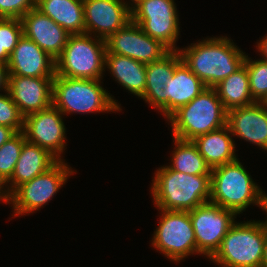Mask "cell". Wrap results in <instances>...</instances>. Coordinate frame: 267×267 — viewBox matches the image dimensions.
Here are the masks:
<instances>
[{"instance_id":"6da1fadb","label":"cell","mask_w":267,"mask_h":267,"mask_svg":"<svg viewBox=\"0 0 267 267\" xmlns=\"http://www.w3.org/2000/svg\"><path fill=\"white\" fill-rule=\"evenodd\" d=\"M178 51L186 66L211 88L242 67L246 57L231 39L223 36L206 38Z\"/></svg>"},{"instance_id":"7a4b0ae2","label":"cell","mask_w":267,"mask_h":267,"mask_svg":"<svg viewBox=\"0 0 267 267\" xmlns=\"http://www.w3.org/2000/svg\"><path fill=\"white\" fill-rule=\"evenodd\" d=\"M151 193L158 209L190 211L209 202L211 175H189L162 166L156 170Z\"/></svg>"},{"instance_id":"3957f363","label":"cell","mask_w":267,"mask_h":267,"mask_svg":"<svg viewBox=\"0 0 267 267\" xmlns=\"http://www.w3.org/2000/svg\"><path fill=\"white\" fill-rule=\"evenodd\" d=\"M256 184L239 159L211 169L209 202L233 211L243 213L251 205H258L265 211L266 193Z\"/></svg>"},{"instance_id":"277c9868","label":"cell","mask_w":267,"mask_h":267,"mask_svg":"<svg viewBox=\"0 0 267 267\" xmlns=\"http://www.w3.org/2000/svg\"><path fill=\"white\" fill-rule=\"evenodd\" d=\"M101 80L75 79L55 74L52 105L63 115L122 110L120 104L102 87Z\"/></svg>"},{"instance_id":"5b68a950","label":"cell","mask_w":267,"mask_h":267,"mask_svg":"<svg viewBox=\"0 0 267 267\" xmlns=\"http://www.w3.org/2000/svg\"><path fill=\"white\" fill-rule=\"evenodd\" d=\"M174 138L193 141L196 137L226 125L227 110L214 88L206 87L190 103L175 111L168 119Z\"/></svg>"},{"instance_id":"8992f818","label":"cell","mask_w":267,"mask_h":267,"mask_svg":"<svg viewBox=\"0 0 267 267\" xmlns=\"http://www.w3.org/2000/svg\"><path fill=\"white\" fill-rule=\"evenodd\" d=\"M264 242V221L234 222L210 259L222 267H261Z\"/></svg>"},{"instance_id":"52a82bcc","label":"cell","mask_w":267,"mask_h":267,"mask_svg":"<svg viewBox=\"0 0 267 267\" xmlns=\"http://www.w3.org/2000/svg\"><path fill=\"white\" fill-rule=\"evenodd\" d=\"M106 42L90 34H70L55 60L56 75L75 79H101L105 71Z\"/></svg>"},{"instance_id":"ba28073f","label":"cell","mask_w":267,"mask_h":267,"mask_svg":"<svg viewBox=\"0 0 267 267\" xmlns=\"http://www.w3.org/2000/svg\"><path fill=\"white\" fill-rule=\"evenodd\" d=\"M159 210L161 211V220L153 233V248L176 263L194 253L197 254L196 239L189 211Z\"/></svg>"},{"instance_id":"9c48e42d","label":"cell","mask_w":267,"mask_h":267,"mask_svg":"<svg viewBox=\"0 0 267 267\" xmlns=\"http://www.w3.org/2000/svg\"><path fill=\"white\" fill-rule=\"evenodd\" d=\"M73 173L74 170L61 160L46 172L18 186L9 195V203L12 204L15 213L13 216L39 210L57 194Z\"/></svg>"},{"instance_id":"30bf717a","label":"cell","mask_w":267,"mask_h":267,"mask_svg":"<svg viewBox=\"0 0 267 267\" xmlns=\"http://www.w3.org/2000/svg\"><path fill=\"white\" fill-rule=\"evenodd\" d=\"M174 0H138L131 6V20L170 50H179V17Z\"/></svg>"},{"instance_id":"8fae6325","label":"cell","mask_w":267,"mask_h":267,"mask_svg":"<svg viewBox=\"0 0 267 267\" xmlns=\"http://www.w3.org/2000/svg\"><path fill=\"white\" fill-rule=\"evenodd\" d=\"M194 229L197 252L209 259L219 249L222 239L235 222L236 214L207 202L189 211Z\"/></svg>"},{"instance_id":"7c38bea8","label":"cell","mask_w":267,"mask_h":267,"mask_svg":"<svg viewBox=\"0 0 267 267\" xmlns=\"http://www.w3.org/2000/svg\"><path fill=\"white\" fill-rule=\"evenodd\" d=\"M106 53L130 57L148 64L161 60L171 50L160 40L147 35L132 20L106 40Z\"/></svg>"},{"instance_id":"4fadbf2b","label":"cell","mask_w":267,"mask_h":267,"mask_svg":"<svg viewBox=\"0 0 267 267\" xmlns=\"http://www.w3.org/2000/svg\"><path fill=\"white\" fill-rule=\"evenodd\" d=\"M62 113L53 105L24 117L26 141L46 149L58 161L65 150L66 128Z\"/></svg>"},{"instance_id":"5bb4252c","label":"cell","mask_w":267,"mask_h":267,"mask_svg":"<svg viewBox=\"0 0 267 267\" xmlns=\"http://www.w3.org/2000/svg\"><path fill=\"white\" fill-rule=\"evenodd\" d=\"M83 9L85 33L104 40L131 21V6L124 0H83Z\"/></svg>"},{"instance_id":"9a60e30c","label":"cell","mask_w":267,"mask_h":267,"mask_svg":"<svg viewBox=\"0 0 267 267\" xmlns=\"http://www.w3.org/2000/svg\"><path fill=\"white\" fill-rule=\"evenodd\" d=\"M53 78L9 75L8 92L24 117L52 105Z\"/></svg>"},{"instance_id":"2e32d148","label":"cell","mask_w":267,"mask_h":267,"mask_svg":"<svg viewBox=\"0 0 267 267\" xmlns=\"http://www.w3.org/2000/svg\"><path fill=\"white\" fill-rule=\"evenodd\" d=\"M226 125L232 136L267 151V105L263 102L228 110Z\"/></svg>"},{"instance_id":"e0dca14e","label":"cell","mask_w":267,"mask_h":267,"mask_svg":"<svg viewBox=\"0 0 267 267\" xmlns=\"http://www.w3.org/2000/svg\"><path fill=\"white\" fill-rule=\"evenodd\" d=\"M23 35L55 60L62 54L70 33L36 7L21 19Z\"/></svg>"},{"instance_id":"ac0fdd59","label":"cell","mask_w":267,"mask_h":267,"mask_svg":"<svg viewBox=\"0 0 267 267\" xmlns=\"http://www.w3.org/2000/svg\"><path fill=\"white\" fill-rule=\"evenodd\" d=\"M7 67L9 75L55 77L56 74L55 59L24 35L10 54Z\"/></svg>"},{"instance_id":"d6986e66","label":"cell","mask_w":267,"mask_h":267,"mask_svg":"<svg viewBox=\"0 0 267 267\" xmlns=\"http://www.w3.org/2000/svg\"><path fill=\"white\" fill-rule=\"evenodd\" d=\"M163 89V114L168 119L175 111L190 103L205 88V84L182 61Z\"/></svg>"},{"instance_id":"ffe728a7","label":"cell","mask_w":267,"mask_h":267,"mask_svg":"<svg viewBox=\"0 0 267 267\" xmlns=\"http://www.w3.org/2000/svg\"><path fill=\"white\" fill-rule=\"evenodd\" d=\"M57 161L46 149L26 141L21 149L12 177L5 184L7 187L10 183V186L7 187V193L10 195L21 184L46 172Z\"/></svg>"},{"instance_id":"44dd1931","label":"cell","mask_w":267,"mask_h":267,"mask_svg":"<svg viewBox=\"0 0 267 267\" xmlns=\"http://www.w3.org/2000/svg\"><path fill=\"white\" fill-rule=\"evenodd\" d=\"M182 62L180 52L171 50L161 60L146 64V87L141 96L150 106L163 113V89L175 68Z\"/></svg>"},{"instance_id":"7402d4cb","label":"cell","mask_w":267,"mask_h":267,"mask_svg":"<svg viewBox=\"0 0 267 267\" xmlns=\"http://www.w3.org/2000/svg\"><path fill=\"white\" fill-rule=\"evenodd\" d=\"M227 125L193 140L207 165L213 169L237 160L235 143Z\"/></svg>"},{"instance_id":"603a6c76","label":"cell","mask_w":267,"mask_h":267,"mask_svg":"<svg viewBox=\"0 0 267 267\" xmlns=\"http://www.w3.org/2000/svg\"><path fill=\"white\" fill-rule=\"evenodd\" d=\"M126 90L141 97L146 87V64L118 54H105V68Z\"/></svg>"},{"instance_id":"cb8c5ba5","label":"cell","mask_w":267,"mask_h":267,"mask_svg":"<svg viewBox=\"0 0 267 267\" xmlns=\"http://www.w3.org/2000/svg\"><path fill=\"white\" fill-rule=\"evenodd\" d=\"M36 8L68 33H85L83 0H36Z\"/></svg>"},{"instance_id":"d4e9b609","label":"cell","mask_w":267,"mask_h":267,"mask_svg":"<svg viewBox=\"0 0 267 267\" xmlns=\"http://www.w3.org/2000/svg\"><path fill=\"white\" fill-rule=\"evenodd\" d=\"M213 88L227 111L255 103L250 92L249 75L244 65Z\"/></svg>"},{"instance_id":"484cf974","label":"cell","mask_w":267,"mask_h":267,"mask_svg":"<svg viewBox=\"0 0 267 267\" xmlns=\"http://www.w3.org/2000/svg\"><path fill=\"white\" fill-rule=\"evenodd\" d=\"M174 139L175 150L168 167L189 175H211V168L201 156L193 141Z\"/></svg>"},{"instance_id":"4316f807","label":"cell","mask_w":267,"mask_h":267,"mask_svg":"<svg viewBox=\"0 0 267 267\" xmlns=\"http://www.w3.org/2000/svg\"><path fill=\"white\" fill-rule=\"evenodd\" d=\"M25 142L24 133L19 132L0 147V180L4 184L11 179Z\"/></svg>"},{"instance_id":"83f0119b","label":"cell","mask_w":267,"mask_h":267,"mask_svg":"<svg viewBox=\"0 0 267 267\" xmlns=\"http://www.w3.org/2000/svg\"><path fill=\"white\" fill-rule=\"evenodd\" d=\"M249 75L250 92L255 102H263L267 98V61L252 60L246 55L243 64Z\"/></svg>"},{"instance_id":"f1b7e54d","label":"cell","mask_w":267,"mask_h":267,"mask_svg":"<svg viewBox=\"0 0 267 267\" xmlns=\"http://www.w3.org/2000/svg\"><path fill=\"white\" fill-rule=\"evenodd\" d=\"M22 35L20 19L0 18V52H7L10 55Z\"/></svg>"},{"instance_id":"f546056e","label":"cell","mask_w":267,"mask_h":267,"mask_svg":"<svg viewBox=\"0 0 267 267\" xmlns=\"http://www.w3.org/2000/svg\"><path fill=\"white\" fill-rule=\"evenodd\" d=\"M0 125L8 126L17 133L22 132L24 128V116L8 91L0 94Z\"/></svg>"},{"instance_id":"4dcf8cb0","label":"cell","mask_w":267,"mask_h":267,"mask_svg":"<svg viewBox=\"0 0 267 267\" xmlns=\"http://www.w3.org/2000/svg\"><path fill=\"white\" fill-rule=\"evenodd\" d=\"M36 7V0H0V18L21 19Z\"/></svg>"},{"instance_id":"1f68e13d","label":"cell","mask_w":267,"mask_h":267,"mask_svg":"<svg viewBox=\"0 0 267 267\" xmlns=\"http://www.w3.org/2000/svg\"><path fill=\"white\" fill-rule=\"evenodd\" d=\"M8 84H9V70L7 64L0 63V92L3 89L4 92L8 91Z\"/></svg>"},{"instance_id":"d6a6232c","label":"cell","mask_w":267,"mask_h":267,"mask_svg":"<svg viewBox=\"0 0 267 267\" xmlns=\"http://www.w3.org/2000/svg\"><path fill=\"white\" fill-rule=\"evenodd\" d=\"M16 134L17 132L14 129L8 126L0 125V147Z\"/></svg>"},{"instance_id":"836d02e7","label":"cell","mask_w":267,"mask_h":267,"mask_svg":"<svg viewBox=\"0 0 267 267\" xmlns=\"http://www.w3.org/2000/svg\"><path fill=\"white\" fill-rule=\"evenodd\" d=\"M265 37V38H264ZM259 42H257V49L263 56L262 60L267 61V35L264 36Z\"/></svg>"},{"instance_id":"e575fe53","label":"cell","mask_w":267,"mask_h":267,"mask_svg":"<svg viewBox=\"0 0 267 267\" xmlns=\"http://www.w3.org/2000/svg\"><path fill=\"white\" fill-rule=\"evenodd\" d=\"M264 238L265 242L261 267H267V220L264 222Z\"/></svg>"},{"instance_id":"d590c367","label":"cell","mask_w":267,"mask_h":267,"mask_svg":"<svg viewBox=\"0 0 267 267\" xmlns=\"http://www.w3.org/2000/svg\"><path fill=\"white\" fill-rule=\"evenodd\" d=\"M4 183L0 180V201L9 203V194L7 193L6 188H4ZM4 189V190H2Z\"/></svg>"},{"instance_id":"8d00e7d4","label":"cell","mask_w":267,"mask_h":267,"mask_svg":"<svg viewBox=\"0 0 267 267\" xmlns=\"http://www.w3.org/2000/svg\"><path fill=\"white\" fill-rule=\"evenodd\" d=\"M10 55L7 52H0V63L8 64Z\"/></svg>"},{"instance_id":"74e56055","label":"cell","mask_w":267,"mask_h":267,"mask_svg":"<svg viewBox=\"0 0 267 267\" xmlns=\"http://www.w3.org/2000/svg\"><path fill=\"white\" fill-rule=\"evenodd\" d=\"M265 212L267 214V194H266V198H265ZM267 217V216H266Z\"/></svg>"},{"instance_id":"f35d334b","label":"cell","mask_w":267,"mask_h":267,"mask_svg":"<svg viewBox=\"0 0 267 267\" xmlns=\"http://www.w3.org/2000/svg\"><path fill=\"white\" fill-rule=\"evenodd\" d=\"M137 1H138V0H131L132 3H131L130 5L132 6V5L135 4Z\"/></svg>"},{"instance_id":"ab89813d","label":"cell","mask_w":267,"mask_h":267,"mask_svg":"<svg viewBox=\"0 0 267 267\" xmlns=\"http://www.w3.org/2000/svg\"><path fill=\"white\" fill-rule=\"evenodd\" d=\"M263 103L267 105V98L263 101Z\"/></svg>"}]
</instances>
